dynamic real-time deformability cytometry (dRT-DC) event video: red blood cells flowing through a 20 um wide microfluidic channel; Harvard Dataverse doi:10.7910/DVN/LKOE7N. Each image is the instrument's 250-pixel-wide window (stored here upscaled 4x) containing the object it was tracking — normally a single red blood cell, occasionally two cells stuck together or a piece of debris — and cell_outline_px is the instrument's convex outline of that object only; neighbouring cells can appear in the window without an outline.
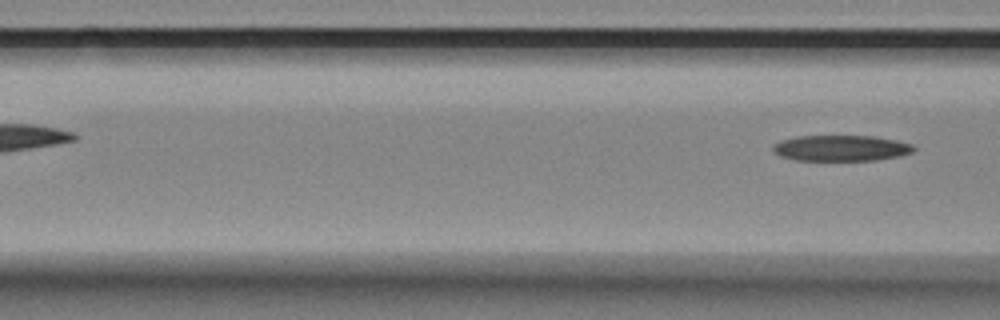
{"species": "Egyptian fruit bat (a non-hibernating species)", "species_latin": "Rousettus aegyptiacus", "temperature_condition": "room temperature", "stored_images_in_passage": 5, "camera_frame_rate_fps": 3000, "um_per_image_px": 0.085, "animal": {"sex": "female"}, "frame": {"image": 1, "passage_image": 5, "time_ms": 5.0, "image_size_px": [1000, 320], "cell_outline_px": [[916, 148], [912, 152], [900, 156], [876, 160], [796, 160], [780, 156], [772, 148], [772, 144], [780, 140], [796, 136], [872, 136], [896, 140], [912, 144]], "centroid_in_image_um": [71.48, 12.58], "position_along_channel_um": 95.1, "area_um2": 21.21}}